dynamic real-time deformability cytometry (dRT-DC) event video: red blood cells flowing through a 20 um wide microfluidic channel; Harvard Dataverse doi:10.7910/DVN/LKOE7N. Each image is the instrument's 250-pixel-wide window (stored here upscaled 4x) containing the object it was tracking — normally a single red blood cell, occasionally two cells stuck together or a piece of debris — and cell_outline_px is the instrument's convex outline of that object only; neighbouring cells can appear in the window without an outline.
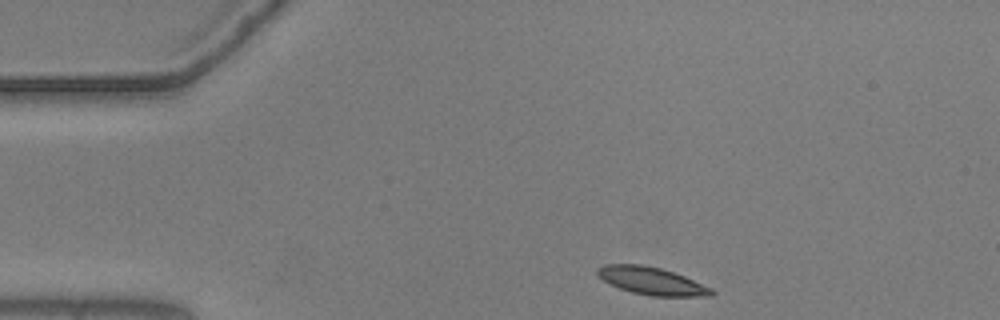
{"species": "common noctule bat (a hibernating species)", "species_latin": "Nyctalus noctula", "temperature_condition": "warm", "stored_images_in_passage": 47, "camera_frame_rate_fps": 3000, "um_per_image_px": 0.085, "animal": {"sex": "male", "body_mass_g": 20.5, "forearm_length_mm": 52.5}, "frame": {"image": 1, "passage_image": 1, "time_ms": 0.0, "image_size_px": [1000, 320], "cell_outline_px": [[716, 292], [712, 296], [652, 296], [632, 292], [620, 288], [596, 276], [596, 268], [604, 264], [640, 264], [660, 268], [684, 276], [712, 288]], "centroid_in_image_um": [55.38, 23.87], "position_along_channel_um": 29.6, "area_um2": 18.26}}
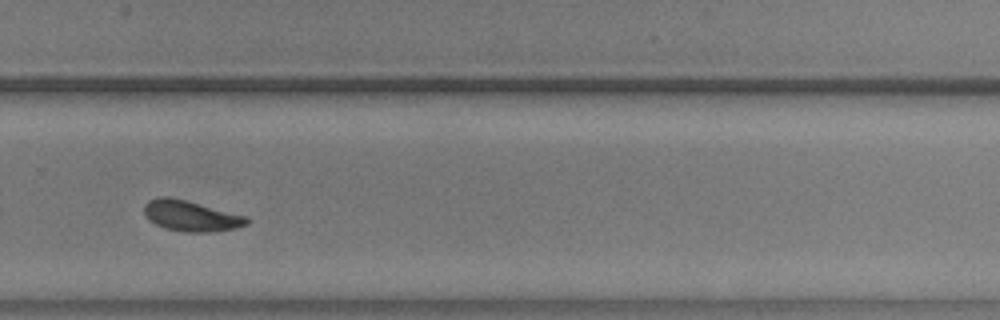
{"frame": {"image": 2, "passage_image": 29, "time_ms": 9.333, "image_size_px": [1000, 320], "cell_outline_px": [[252, 220], [248, 224], [236, 228], [208, 232], [184, 232], [164, 228], [148, 220], [144, 212], [144, 204], [148, 200], [156, 196], [168, 196], [248, 216]], "centroid_in_image_um": [16.23, 18.35], "position_along_channel_um": 313.6, "area_um2": 18.5}}
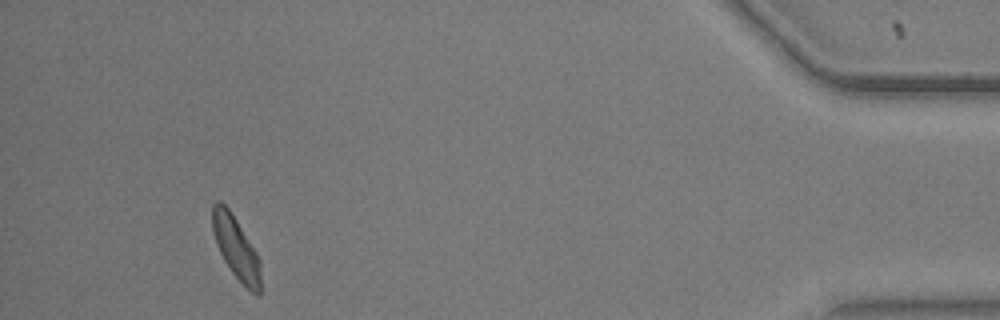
{"frame": {"image": 3, "passage_image": 43, "time_ms": 14.0, "image_size_px": [1000, 320], "cell_outline_px": [[260, 296], [256, 296], [232, 272], [224, 260], [216, 244], [212, 232], [212, 204], [216, 200], [220, 200], [228, 208], [236, 220], [256, 252], [260, 260]], "centroid_in_image_um": [20.04, 21.04], "position_along_channel_um": 415.2, "area_um2": 17.34}, "authors_computed_cell_mechanics": {"area_um2": 18.3226, "velocity_mm_per_s": 3.6196, "shape_relaxation_time_tau1_ms": 4.6527, "shape_relaxation_time_tau2_ms": 5.3529, "deformation_change_tau1": 0.142, "deformation_change_tau2": 0.1191}}